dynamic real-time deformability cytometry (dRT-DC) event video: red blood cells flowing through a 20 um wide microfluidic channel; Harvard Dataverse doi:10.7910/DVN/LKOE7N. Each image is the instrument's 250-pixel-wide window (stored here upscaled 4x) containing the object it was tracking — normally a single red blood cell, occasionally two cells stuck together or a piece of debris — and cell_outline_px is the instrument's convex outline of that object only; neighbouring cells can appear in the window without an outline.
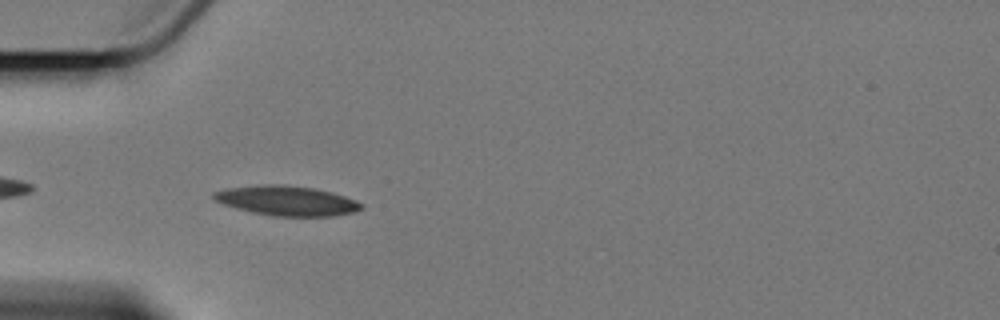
{"species": "Egyptian fruit bat (a non-hibernating species)", "species_latin": "Rousettus aegyptiacus", "temperature_condition": "cold", "stored_images_in_passage": 6, "camera_frame_rate_fps": 3000, "um_per_image_px": 0.085, "animal": {"sex": "female"}, "frame": {"image": 1, "passage_image": 4, "time_ms": 4.333, "image_size_px": [1000, 320], "cell_outline_px": [[364, 208], [352, 212], [332, 216], [272, 216], [252, 212], [236, 208], [224, 204], [216, 200], [212, 196], [212, 192], [228, 188], [264, 184], [284, 184], [312, 188], [332, 192], [356, 200], [364, 204]], "centroid_in_image_um": [24.39, 17.06], "position_along_channel_um": 60.6, "area_um2": 25.55}}
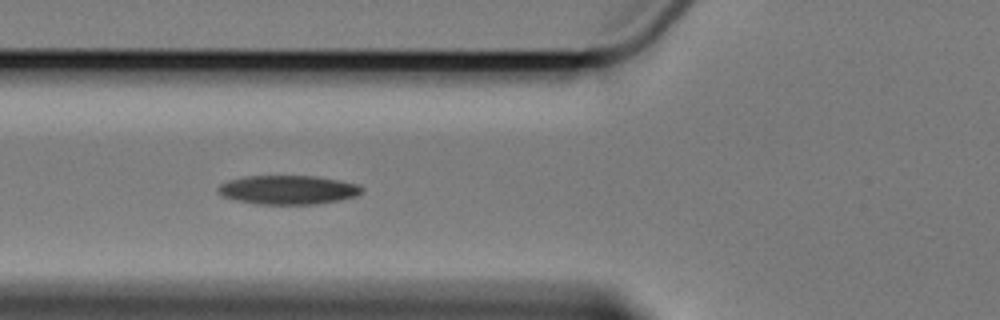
{"frame": {"image": 2, "passage_image": 5, "time_ms": 5.667, "image_size_px": [1000, 320], "cell_outline_px": [[364, 192], [356, 196], [340, 200], [316, 204], [256, 204], [236, 200], [224, 196], [216, 192], [216, 188], [220, 184], [228, 180], [244, 176], [316, 176], [356, 184], [364, 188]], "centroid_in_image_um": [24.46, 16.14], "position_along_channel_um": 101.3, "area_um2": 24.33}}
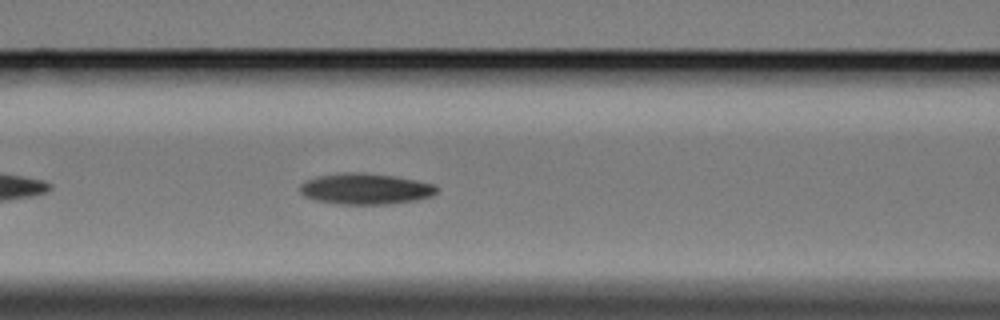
{"frame": {"image": 3, "passage_image": 6, "time_ms": 6.667, "image_size_px": [1000, 320], "cell_outline_px": [[440, 188], [432, 196], [416, 200], [388, 204], [336, 204], [316, 200], [304, 196], [300, 192], [300, 184], [308, 180], [320, 176], [344, 172], [364, 172], [396, 176], [436, 184]], "centroid_in_image_um": [31.11, 16.05], "position_along_channel_um": 135.5, "area_um2": 24.85}}